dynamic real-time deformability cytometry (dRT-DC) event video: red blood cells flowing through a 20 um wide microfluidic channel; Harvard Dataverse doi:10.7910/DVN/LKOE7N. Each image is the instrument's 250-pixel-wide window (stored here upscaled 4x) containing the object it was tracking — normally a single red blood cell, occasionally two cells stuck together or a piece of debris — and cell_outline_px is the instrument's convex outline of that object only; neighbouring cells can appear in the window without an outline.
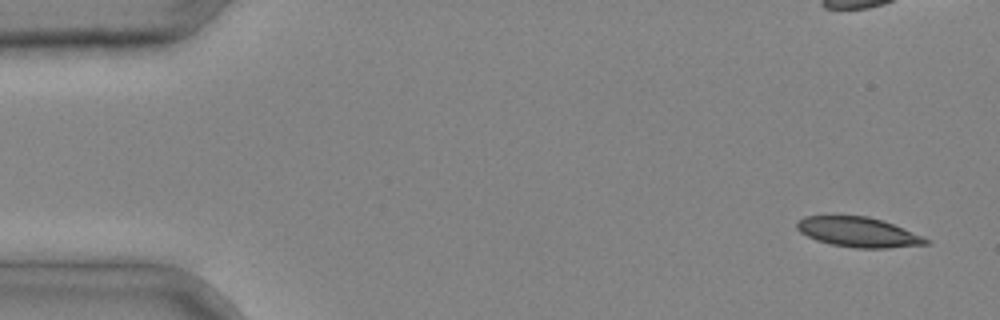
{"species": "common noctule bat (a hibernating species)", "species_latin": "Nyctalus noctula", "temperature_condition": "cold", "stored_images_in_passage": 6, "camera_frame_rate_fps": 3000, "um_per_image_px": 0.085, "animal": {"sex": "male", "body_mass_g": 20.4}, "frame": {"image": 1, "passage_image": 1, "time_ms": 0.0, "image_size_px": [1000, 320], "cell_outline_px": [[932, 244], [888, 248], [856, 248], [832, 244], [816, 240], [800, 232], [796, 228], [796, 224], [804, 216], [868, 216], [892, 224], [924, 236], [932, 240]], "centroid_in_image_um": [73.01, 19.74], "position_along_channel_um": 12.0, "area_um2": 22.43}}